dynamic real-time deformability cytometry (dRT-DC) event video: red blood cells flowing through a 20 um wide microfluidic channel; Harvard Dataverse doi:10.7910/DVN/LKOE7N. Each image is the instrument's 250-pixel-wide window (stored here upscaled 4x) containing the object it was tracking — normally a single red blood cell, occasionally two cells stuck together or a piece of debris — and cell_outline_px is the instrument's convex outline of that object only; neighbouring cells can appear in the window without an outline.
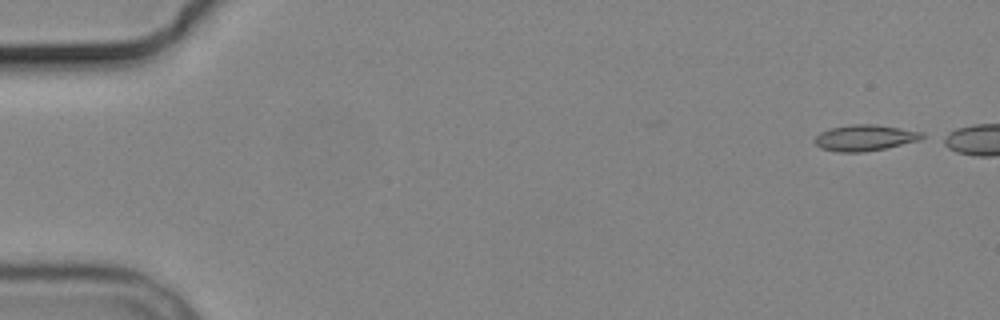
{"species": "common noctule bat (a hibernating species)", "species_latin": "Nyctalus noctula", "temperature_condition": "cold", "stored_images_in_passage": 6, "camera_frame_rate_fps": 3000, "um_per_image_px": 0.085, "animal": {"sex": "male", "body_mass_g": 19.2, "forearm_length_mm": 51.8}, "frame": {"image": 1, "passage_image": 1, "time_ms": 0.0, "image_size_px": [1000, 320], "cell_outline_px": [[928, 136], [920, 140], [884, 148], [864, 152], [840, 152], [820, 148], [812, 140], [820, 132], [832, 128], [852, 124], [876, 124], [924, 132]], "centroid_in_image_um": [73.53, 11.71], "position_along_channel_um": 11.5, "area_um2": 16.36}}